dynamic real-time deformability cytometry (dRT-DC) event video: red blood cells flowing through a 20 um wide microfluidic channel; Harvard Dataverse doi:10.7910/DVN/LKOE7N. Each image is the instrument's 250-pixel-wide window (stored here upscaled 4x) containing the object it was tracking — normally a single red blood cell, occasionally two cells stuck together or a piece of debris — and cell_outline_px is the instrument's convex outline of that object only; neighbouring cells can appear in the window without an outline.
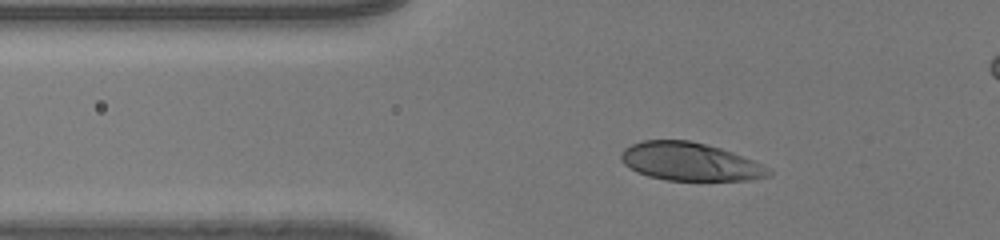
{"species": "human", "species_latin": "Homo sapiens", "temperature_condition": "room temperature", "stored_images_in_passage": 42, "camera_frame_rate_fps": 3000, "um_per_image_px": 0.085, "donor": {"sex": "male"}, "frame": {"image": 1, "passage_image": 14, "time_ms": 4.333, "image_size_px": [1000, 240], "cell_outline_px": [[772, 172], [768, 176], [752, 180], [668, 180], [648, 176], [636, 172], [624, 164], [620, 160], [620, 156], [624, 148], [640, 140], [688, 140], [720, 148], [732, 152], [752, 160], [768, 168]], "centroid_in_image_um": [58.6, 13.74], "position_along_channel_um": 67.2, "area_um2": 32.6}}
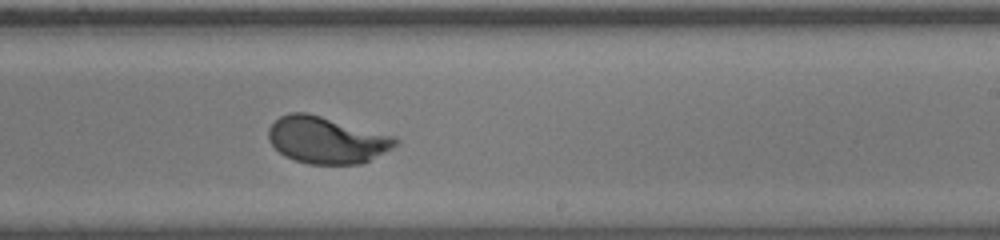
{"frame": {"image": 2, "passage_image": 30, "time_ms": 9.667, "image_size_px": [1000, 240], "cell_outline_px": [[400, 140], [392, 148], [360, 164], [308, 164], [284, 156], [268, 140], [268, 128], [280, 116], [288, 112], [308, 112], [396, 136]], "centroid_in_image_um": [27.76, 11.88], "position_along_channel_um": 261.2, "area_um2": 34.68}}
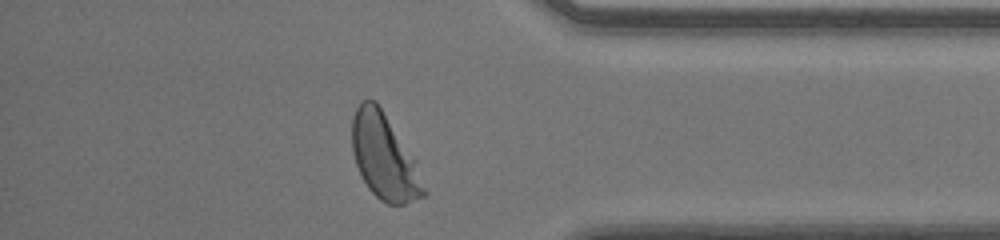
{"frame": {"image": 3, "passage_image": 41, "time_ms": 13.333, "image_size_px": [1000, 240], "cell_outline_px": [[428, 192], [424, 196], [404, 204], [388, 204], [380, 200], [368, 188], [356, 164], [352, 152], [352, 116], [360, 100], [376, 100], [416, 160]], "centroid_in_image_um": [32.68, 13.33], "position_along_channel_um": 402.5, "area_um2": 35.78}, "authors_computed_cell_mechanics": {"area_um2": 34.6511, "velocity_mm_per_s": 4.0504, "shape_relaxation_time_tau1_ms": 2.1784, "shape_relaxation_time_tau2_ms": null, "deformation_change_tau1": 0.169, "deformation_change_tau2": null}}